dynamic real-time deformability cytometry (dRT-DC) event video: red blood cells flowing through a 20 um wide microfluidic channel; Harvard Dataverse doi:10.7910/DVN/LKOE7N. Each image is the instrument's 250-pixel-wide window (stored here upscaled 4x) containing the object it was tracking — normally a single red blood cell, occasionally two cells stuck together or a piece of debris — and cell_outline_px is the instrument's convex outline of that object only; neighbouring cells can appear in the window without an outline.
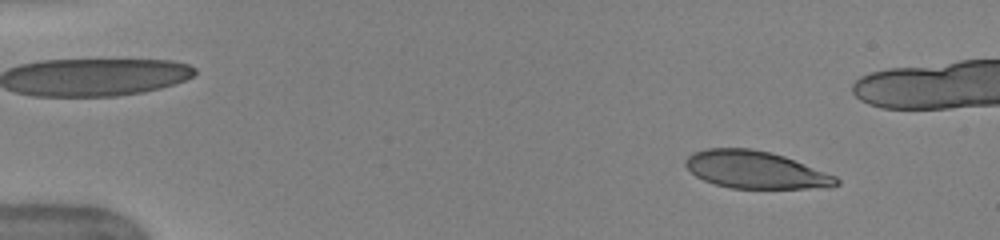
{"species": "human", "species_latin": "Homo sapiens", "temperature_condition": "warm", "stored_images_in_passage": 46, "camera_frame_rate_fps": 3000, "um_per_image_px": 0.085, "donor": {"sex": "female"}, "frame": {"image": 1, "passage_image": 6, "time_ms": 1.667, "image_size_px": [1000, 240], "cell_outline_px": [[840, 184], [828, 188], [728, 188], [704, 180], [696, 176], [684, 164], [684, 160], [692, 152], [708, 148], [748, 148], [768, 152], [784, 156], [836, 176], [840, 180]], "centroid_in_image_um": [64.22, 14.44], "position_along_channel_um": 20.8, "area_um2": 32.77}}
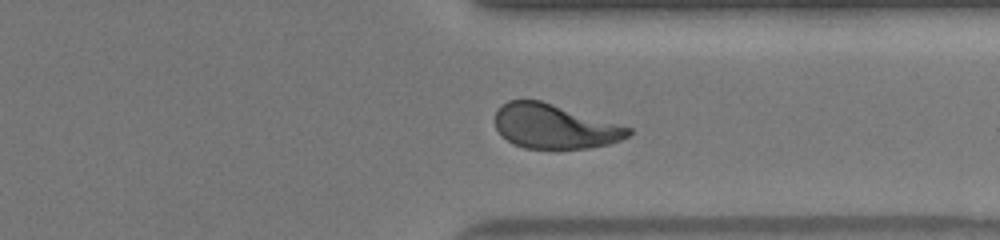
{"frame": {"image": 2, "passage_image": 40, "time_ms": 13.0, "image_size_px": [1000, 240], "cell_outline_px": [[632, 132], [628, 136], [620, 140], [608, 144], [588, 148], [524, 148], [512, 144], [496, 128], [496, 112], [508, 100], [540, 100], [632, 128]], "centroid_in_image_um": [47.14, 10.75], "position_along_channel_um": 364.3, "area_um2": 33.99}}
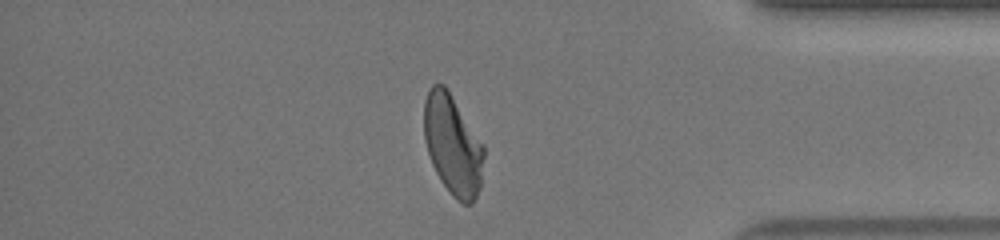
{"frame": {"image": 3, "passage_image": 44, "time_ms": 14.333, "image_size_px": [1000, 240], "cell_outline_px": [[484, 156], [480, 188], [472, 204], [464, 204], [456, 200], [452, 196], [440, 180], [432, 164], [424, 140], [424, 100], [428, 88], [432, 84], [444, 84], [484, 144]], "centroid_in_image_um": [38.48, 12.32], "position_along_channel_um": 396.7, "area_um2": 35.08}}